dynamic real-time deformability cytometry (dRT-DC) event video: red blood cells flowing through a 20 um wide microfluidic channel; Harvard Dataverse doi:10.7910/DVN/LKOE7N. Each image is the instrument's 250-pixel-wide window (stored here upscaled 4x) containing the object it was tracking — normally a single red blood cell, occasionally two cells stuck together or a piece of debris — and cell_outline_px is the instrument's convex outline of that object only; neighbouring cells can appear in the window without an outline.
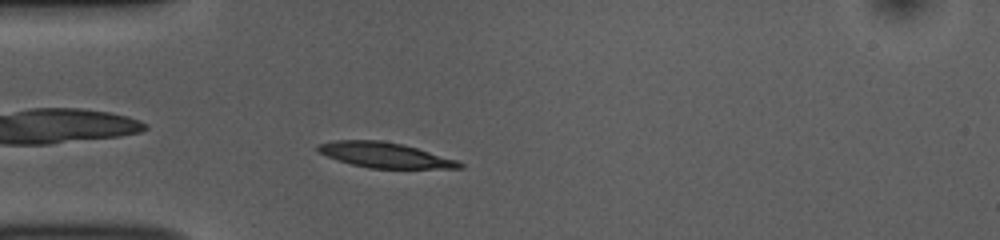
{"species": "common noctule bat (a hibernating species)", "species_latin": "Nyctalus noctula", "temperature_condition": "room temperature", "stored_images_in_passage": 46, "camera_frame_rate_fps": 3000, "um_per_image_px": 0.085, "animal": {"sex": "female", "body_mass_g": 10.0, "forearm_length_mm": 53.1}, "frame": {"image": 1, "passage_image": 8, "time_ms": 2.333, "image_size_px": [1000, 240], "cell_outline_px": [[464, 168], [368, 168], [352, 164], [328, 156], [320, 152], [316, 148], [316, 144], [336, 140], [380, 140], [404, 144], [456, 160], [464, 164]], "centroid_in_image_um": [32.71, 13.17], "position_along_channel_um": 52.3, "area_um2": 20.58}}
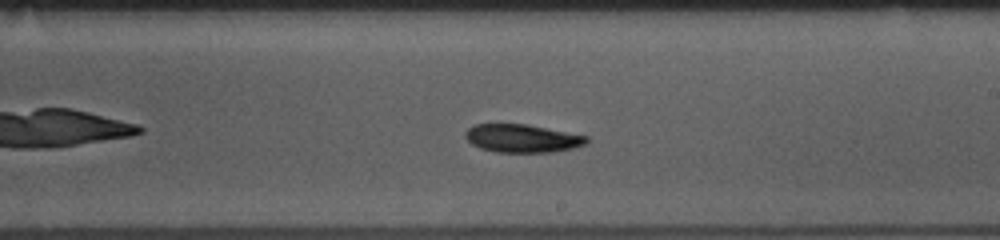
{"frame": {"image": 2, "passage_image": 24, "time_ms": 7.667, "image_size_px": [1000, 240], "cell_outline_px": [[588, 144], [572, 148], [552, 152], [496, 152], [480, 148], [472, 144], [464, 136], [464, 132], [472, 124], [528, 124], [588, 136]], "centroid_in_image_um": [44.38, 11.75], "position_along_channel_um": 244.6, "area_um2": 20.0}}
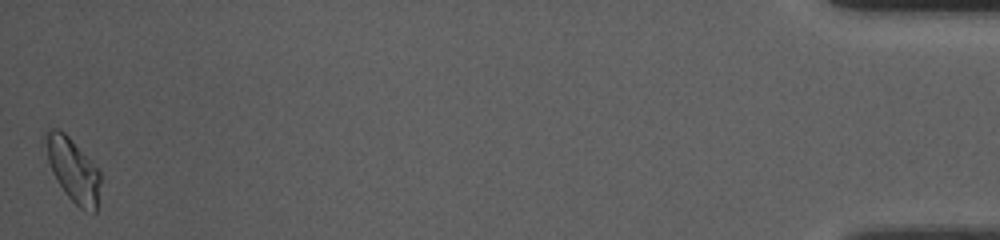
{"frame": {"image": 3, "passage_image": 46, "time_ms": 15.0, "image_size_px": [1000, 240], "cell_outline_px": [[100, 184], [96, 212], [92, 212], [80, 208], [64, 192], [52, 172], [40, 144], [44, 132], [48, 124], [64, 132], [100, 168]], "centroid_in_image_um": [6.13, 14.32], "position_along_channel_um": 429.1, "area_um2": 21.15}, "authors_computed_cell_mechanics": {"area_um2": 20.0566, "velocity_mm_per_s": 3.7681, "shape_relaxation_time_tau1_ms": 3.2818, "shape_relaxation_time_tau2_ms": null, "deformation_change_tau1": 0.1259, "deformation_change_tau2": null}}